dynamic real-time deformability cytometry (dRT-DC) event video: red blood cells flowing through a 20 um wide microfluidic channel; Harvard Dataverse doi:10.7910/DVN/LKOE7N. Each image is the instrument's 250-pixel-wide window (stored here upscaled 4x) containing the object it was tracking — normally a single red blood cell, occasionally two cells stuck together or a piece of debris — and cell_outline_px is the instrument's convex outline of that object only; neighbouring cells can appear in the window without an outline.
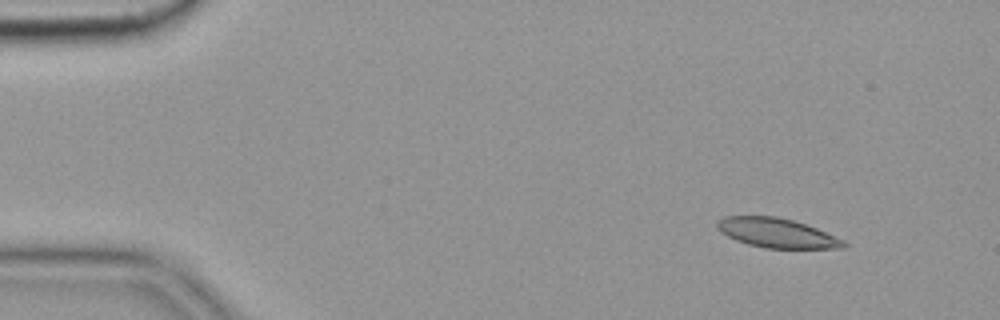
{"species": "common noctule bat (a hibernating species)", "species_latin": "Nyctalus noctula", "temperature_condition": "cold", "stored_images_in_passage": 7, "camera_frame_rate_fps": 3000, "um_per_image_px": 0.085, "animal": {"sex": "female", "body_mass_g": 19.9}, "frame": {"image": 1, "passage_image": 4, "time_ms": 1.0, "image_size_px": [1000, 320], "cell_outline_px": [[848, 244], [844, 248], [764, 248], [748, 244], [736, 240], [720, 232], [716, 228], [716, 220], [724, 216], [776, 216], [792, 220], [816, 228], [844, 240]], "centroid_in_image_um": [65.99, 19.8], "position_along_channel_um": 19.0, "area_um2": 21.68}}